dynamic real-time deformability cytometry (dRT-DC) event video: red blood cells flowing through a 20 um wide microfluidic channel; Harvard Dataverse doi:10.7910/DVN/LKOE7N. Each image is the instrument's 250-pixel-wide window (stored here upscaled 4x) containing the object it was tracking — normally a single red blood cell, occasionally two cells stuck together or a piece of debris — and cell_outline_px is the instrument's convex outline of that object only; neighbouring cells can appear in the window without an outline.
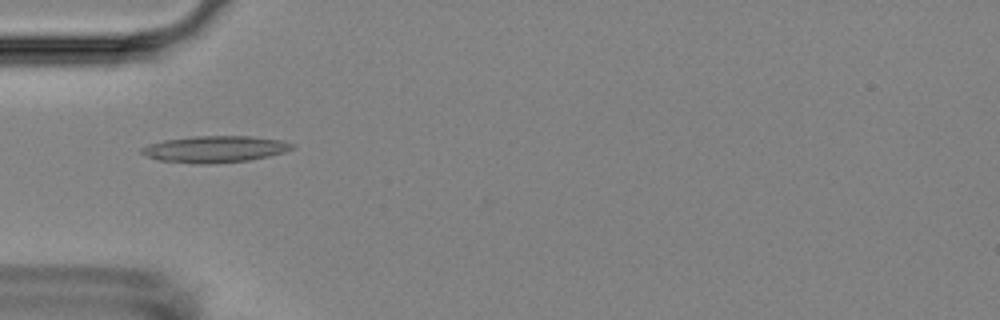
{"species": "Egyptian fruit bat (a non-hibernating species)", "species_latin": "Rousettus aegyptiacus", "temperature_condition": "room temperature", "stored_images_in_passage": 5, "camera_frame_rate_fps": 3000, "um_per_image_px": 0.085, "animal": {"sex": "female"}, "frame": {"image": 1, "passage_image": 3, "time_ms": 2.333, "image_size_px": [1000, 320], "cell_outline_px": [[296, 144], [292, 148], [284, 152], [268, 156], [248, 160], [212, 164], [192, 164], [160, 160], [144, 156], [140, 152], [140, 148], [148, 144], [164, 140], [192, 136], [252, 136], [280, 140]], "centroid_in_image_um": [18.22, 12.68], "position_along_channel_um": 66.8, "area_um2": 23.47}}
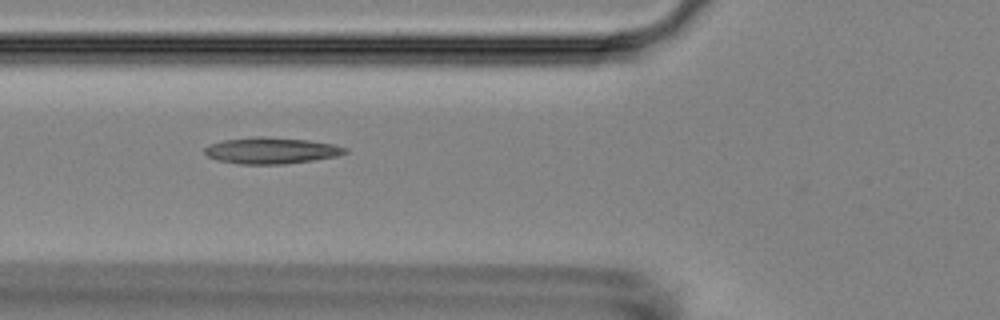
{"frame": {"image": 2, "passage_image": 4, "time_ms": 3.333, "image_size_px": [1000, 320], "cell_outline_px": [[348, 152], [336, 156], [312, 160], [284, 164], [240, 164], [216, 160], [208, 156], [204, 152], [204, 148], [208, 144], [224, 140], [252, 136], [264, 136], [308, 140], [332, 144], [348, 148]], "centroid_in_image_um": [23.02, 12.79], "position_along_channel_um": 102.8, "area_um2": 21.62}}